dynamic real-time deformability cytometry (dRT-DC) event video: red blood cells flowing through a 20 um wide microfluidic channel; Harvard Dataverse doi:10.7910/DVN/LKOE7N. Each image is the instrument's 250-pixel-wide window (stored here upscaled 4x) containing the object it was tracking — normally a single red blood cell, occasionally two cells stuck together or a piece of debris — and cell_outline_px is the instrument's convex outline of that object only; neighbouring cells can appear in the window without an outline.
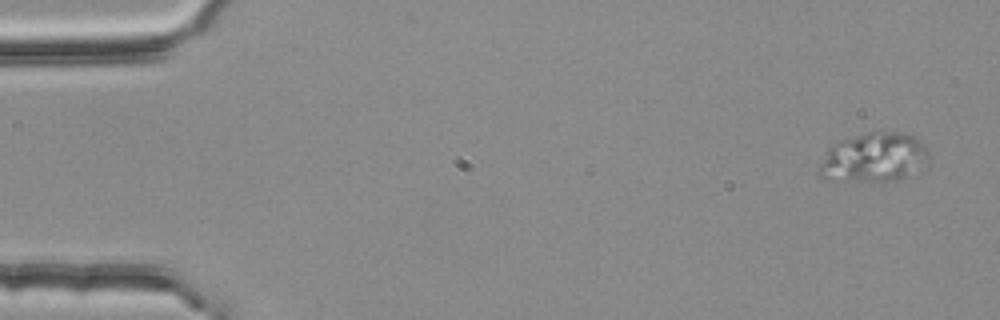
{"species": "common noctule bat (a hibernating species)", "species_latin": "Nyctalus noctula", "temperature_condition": "room temperature", "stored_images_in_passage": 4, "camera_frame_rate_fps": 3000, "um_per_image_px": 0.085, "animal": {"sex": "female", "body_mass_g": 25.1}, "frame": {"image": 1, "passage_image": 1, "time_ms": 0.0, "image_size_px": [1000, 320], "cell_outline_px": [[928, 152], [916, 176], [888, 184], [820, 176], [820, 164], [828, 148], [836, 140], [872, 128], [896, 132], [912, 136]], "centroid_in_image_um": [74.28, 13.37], "position_along_channel_um": 10.7, "area_um2": 32.19}}